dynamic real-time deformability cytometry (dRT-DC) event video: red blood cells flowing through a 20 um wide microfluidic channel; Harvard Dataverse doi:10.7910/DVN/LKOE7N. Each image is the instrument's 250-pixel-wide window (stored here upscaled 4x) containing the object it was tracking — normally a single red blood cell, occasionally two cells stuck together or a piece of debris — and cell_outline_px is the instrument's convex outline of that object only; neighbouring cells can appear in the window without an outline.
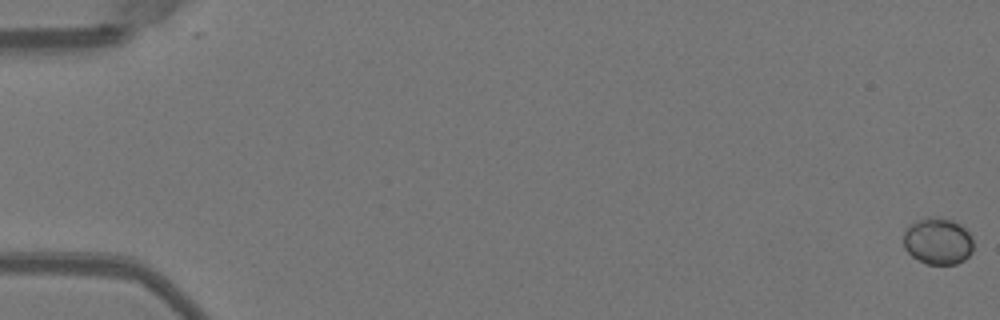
{"species": "Egyptian fruit bat (a non-hibernating species)", "species_latin": "Rousettus aegyptiacus", "temperature_condition": "warm", "stored_images_in_passage": 21, "camera_frame_rate_fps": 3000, "um_per_image_px": 0.085, "animal": {"sex": "female"}, "frame": {"image": 1, "passage_image": 1, "time_ms": 0.0, "image_size_px": [1000, 320], "cell_outline_px": [[972, 252], [964, 260], [956, 264], [928, 264], [912, 256], [904, 248], [904, 232], [908, 224], [916, 220], [928, 216], [940, 216], [952, 220], [960, 224], [972, 236]], "centroid_in_image_um": [79.7, 20.47], "position_along_channel_um": 5.3, "area_um2": 19.25}}
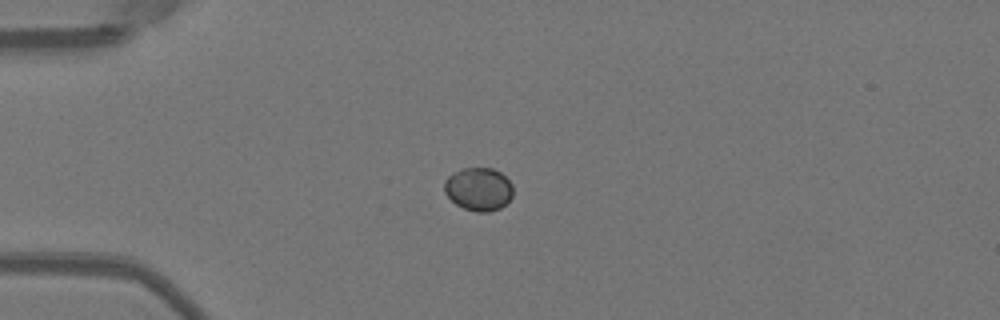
{"frame": {"image": 2, "passage_image": 15, "time_ms": 4.667, "image_size_px": [1000, 320], "cell_outline_px": [[512, 196], [500, 208], [488, 212], [476, 212], [464, 208], [456, 204], [444, 192], [444, 180], [452, 172], [460, 168], [492, 168], [500, 172], [512, 184]], "centroid_in_image_um": [40.65, 16.06], "position_along_channel_um": 44.4, "area_um2": 17.28}}
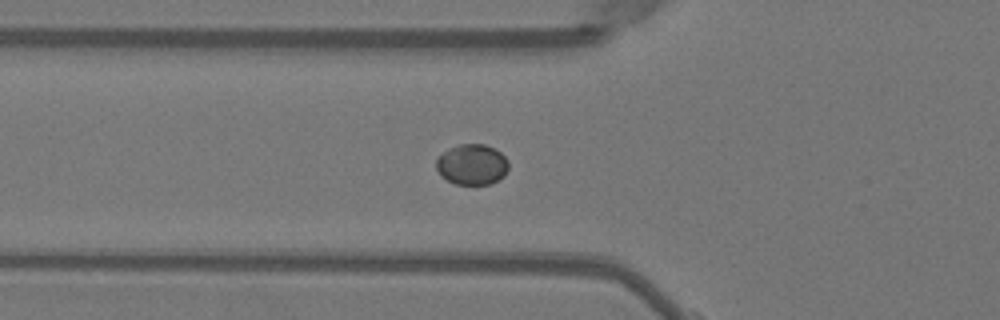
{"frame": {"image": 3, "passage_image": 20, "time_ms": 6.333, "image_size_px": [1000, 320], "cell_outline_px": [[508, 168], [504, 176], [488, 184], [456, 184], [440, 176], [436, 168], [436, 160], [448, 148], [460, 144], [484, 144], [500, 152], [508, 160]], "centroid_in_image_um": [40.11, 13.98], "position_along_channel_um": 85.7, "area_um2": 16.99}}